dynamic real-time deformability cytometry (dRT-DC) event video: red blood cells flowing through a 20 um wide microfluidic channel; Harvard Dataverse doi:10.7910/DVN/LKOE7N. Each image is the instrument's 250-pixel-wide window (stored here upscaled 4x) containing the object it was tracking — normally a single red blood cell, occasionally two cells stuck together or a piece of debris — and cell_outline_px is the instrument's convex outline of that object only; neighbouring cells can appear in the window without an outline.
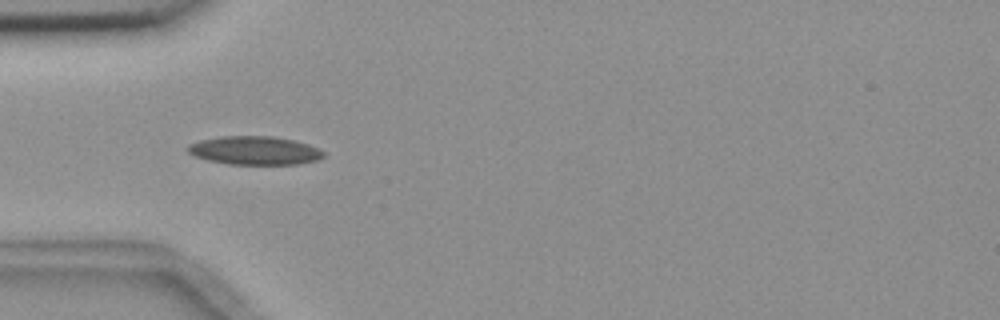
{"species": "common noctule bat (a hibernating species)", "species_latin": "Nyctalus noctula", "temperature_condition": "room temperature", "stored_images_in_passage": 3, "camera_frame_rate_fps": 3000, "um_per_image_px": 0.085, "animal": {"sex": "female", "body_mass_g": 18.4}, "frame": {"image": 1, "passage_image": 2, "time_ms": 2.0, "image_size_px": [1000, 320], "cell_outline_px": [[324, 156], [316, 160], [296, 164], [228, 164], [208, 160], [196, 156], [188, 152], [188, 144], [200, 140], [220, 136], [272, 136], [292, 140], [308, 144], [324, 152]], "centroid_in_image_um": [21.62, 12.79], "position_along_channel_um": 63.4, "area_um2": 22.31}}